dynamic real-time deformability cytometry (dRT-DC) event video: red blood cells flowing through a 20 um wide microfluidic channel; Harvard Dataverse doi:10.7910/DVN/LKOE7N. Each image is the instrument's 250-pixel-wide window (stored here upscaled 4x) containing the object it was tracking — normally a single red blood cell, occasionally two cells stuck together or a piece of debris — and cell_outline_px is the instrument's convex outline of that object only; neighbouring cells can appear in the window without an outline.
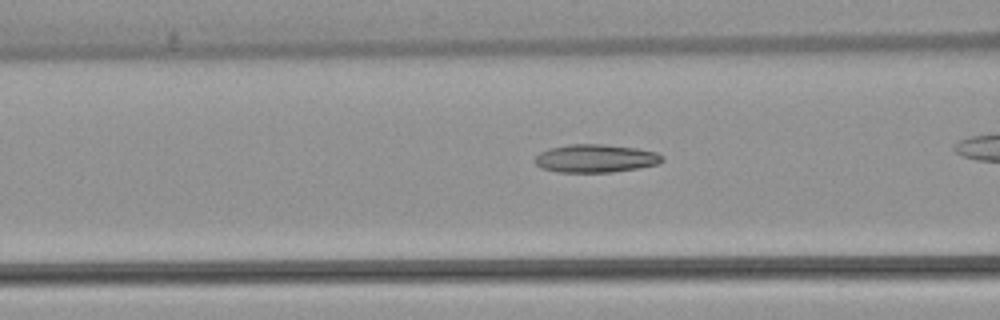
{"species": "common noctule bat (a hibernating species)", "species_latin": "Nyctalus noctula", "temperature_condition": "warm", "stored_images_in_passage": 39, "camera_frame_rate_fps": 3000, "um_per_image_px": 0.085, "animal": {"sex": "female", "body_mass_g": 22.7, "forearm_length_mm": 54.2}, "frame": {"image": 1, "passage_image": 18, "time_ms": 5.667, "image_size_px": [1000, 320], "cell_outline_px": [[664, 160], [660, 164], [640, 168], [612, 172], [556, 172], [540, 168], [532, 160], [540, 152], [552, 148], [568, 144], [604, 144], [636, 148], [656, 152], [664, 156]], "centroid_in_image_um": [50.64, 13.47], "position_along_channel_um": 116.0, "area_um2": 21.1}}
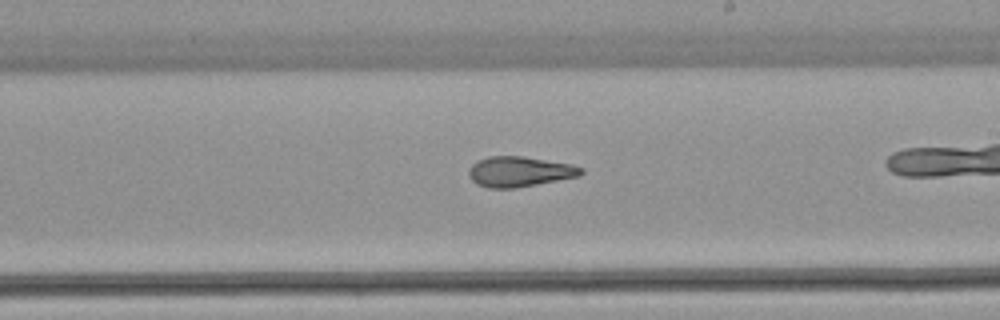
{"frame": {"image": 2, "passage_image": 28, "time_ms": 9.0, "image_size_px": [1000, 320], "cell_outline_px": [[584, 172], [580, 176], [516, 188], [488, 188], [476, 184], [468, 176], [468, 168], [476, 160], [488, 156], [524, 156], [572, 164], [584, 168]], "centroid_in_image_um": [44.14, 14.58], "position_along_channel_um": 244.9, "area_um2": 20.11}}
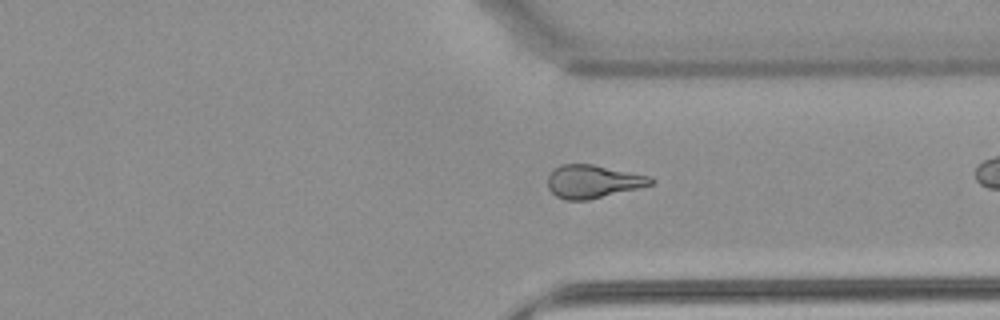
{"frame": {"image": 3, "passage_image": 37, "time_ms": 12.0, "image_size_px": [1000, 320], "cell_outline_px": [[656, 180], [652, 184], [640, 188], [588, 200], [564, 200], [556, 196], [548, 188], [548, 176], [560, 164], [592, 164], [652, 176]], "centroid_in_image_um": [50.44, 15.43], "position_along_channel_um": 361.0, "area_um2": 20.0}}